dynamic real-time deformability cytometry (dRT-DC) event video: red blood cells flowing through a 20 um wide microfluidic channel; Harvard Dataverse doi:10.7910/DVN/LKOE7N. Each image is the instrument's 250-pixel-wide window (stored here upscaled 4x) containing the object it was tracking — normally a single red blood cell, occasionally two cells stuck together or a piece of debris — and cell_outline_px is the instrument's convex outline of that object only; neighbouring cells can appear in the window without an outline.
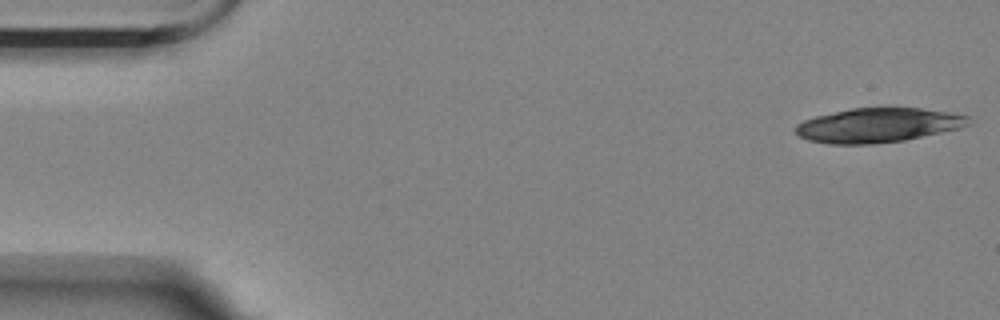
{"species": "Egyptian fruit bat (a non-hibernating species)", "species_latin": "Rousettus aegyptiacus", "temperature_condition": "room temperature", "stored_images_in_passage": 15, "camera_frame_rate_fps": 3000, "um_per_image_px": 0.085, "animal": {"sex": "female"}, "frame": {"image": 1, "passage_image": 1, "time_ms": 0.0, "image_size_px": [1000, 320], "cell_outline_px": [[968, 124], [960, 128], [904, 140], [872, 144], [828, 144], [808, 140], [800, 136], [796, 132], [796, 124], [804, 120], [816, 116], [852, 108], [888, 104], [920, 108], [968, 116]], "centroid_in_image_um": [74.6, 10.61], "position_along_channel_um": 10.4, "area_um2": 35.14}}